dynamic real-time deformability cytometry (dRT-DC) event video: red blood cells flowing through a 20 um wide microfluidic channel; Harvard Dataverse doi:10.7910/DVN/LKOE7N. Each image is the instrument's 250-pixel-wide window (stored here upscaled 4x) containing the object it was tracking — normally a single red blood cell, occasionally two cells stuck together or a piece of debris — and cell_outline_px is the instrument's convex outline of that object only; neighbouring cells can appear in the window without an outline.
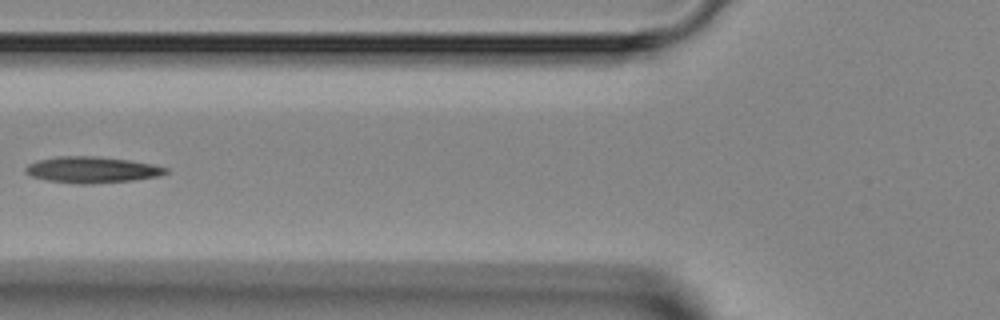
{"species": "Egyptian fruit bat (a non-hibernating species)", "species_latin": "Rousettus aegyptiacus", "temperature_condition": "room temperature", "stored_images_in_passage": 7, "camera_frame_rate_fps": 3000, "um_per_image_px": 0.085, "animal": {"sex": "female"}, "frame": {"image": 1, "passage_image": 5, "time_ms": 4.667, "image_size_px": [1000, 320], "cell_outline_px": [[168, 172], [160, 176], [132, 180], [88, 184], [80, 184], [48, 180], [32, 176], [24, 172], [24, 168], [28, 164], [36, 160], [56, 156], [92, 156], [128, 160], [152, 164], [168, 168]], "centroid_in_image_um": [7.79, 14.42], "position_along_channel_um": 118.0, "area_um2": 21.33}}
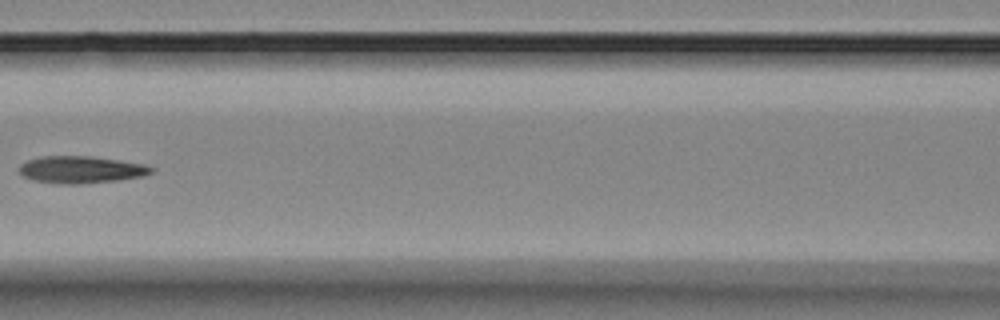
{"frame": {"image": 2, "passage_image": 6, "time_ms": 5.667, "image_size_px": [1000, 320], "cell_outline_px": [[156, 168], [152, 172], [140, 176], [120, 180], [80, 184], [60, 184], [32, 180], [24, 176], [20, 172], [20, 164], [28, 160], [40, 156], [88, 156], [144, 164]], "centroid_in_image_um": [6.87, 14.42], "position_along_channel_um": 159.7, "area_um2": 20.75}}
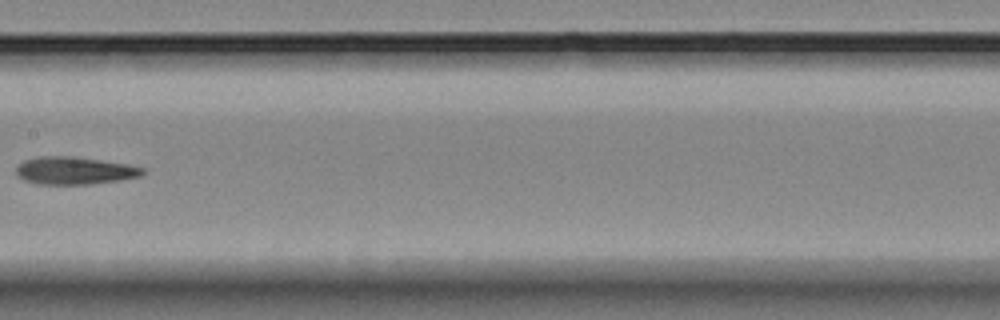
{"frame": {"image": 3, "passage_image": 7, "time_ms": 6.667, "image_size_px": [1000, 320], "cell_outline_px": [[144, 172], [140, 176], [120, 180], [92, 184], [36, 184], [24, 180], [16, 176], [16, 168], [24, 160], [36, 156], [76, 156], [128, 164], [144, 168]], "centroid_in_image_um": [6.31, 14.5], "position_along_channel_um": 201.1, "area_um2": 20.52}}